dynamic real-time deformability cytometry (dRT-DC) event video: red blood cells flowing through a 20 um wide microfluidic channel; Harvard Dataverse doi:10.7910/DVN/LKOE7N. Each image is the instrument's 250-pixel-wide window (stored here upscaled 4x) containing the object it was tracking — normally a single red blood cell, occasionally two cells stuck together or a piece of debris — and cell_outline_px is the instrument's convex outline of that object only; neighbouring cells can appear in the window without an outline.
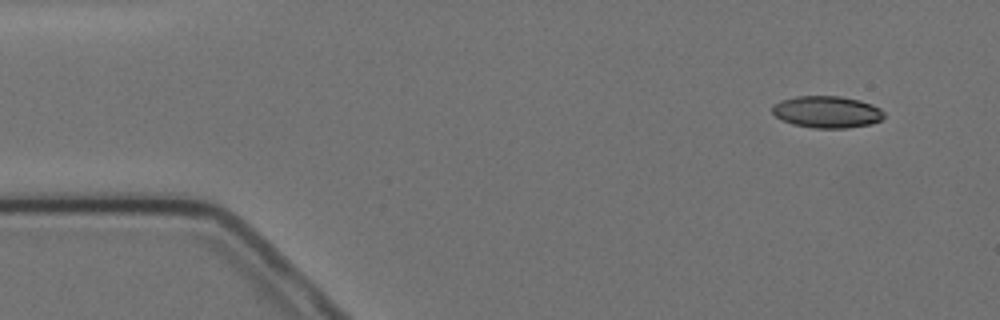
{"species": "Egyptian fruit bat (a non-hibernating species)", "species_latin": "Rousettus aegyptiacus", "temperature_condition": "cold", "stored_images_in_passage": 6, "camera_frame_rate_fps": 3000, "um_per_image_px": 0.085, "animal": {"sex": "female"}, "frame": {"image": 1, "passage_image": 1, "time_ms": 0.0, "image_size_px": [1000, 320], "cell_outline_px": [[884, 116], [880, 120], [872, 124], [848, 128], [812, 128], [792, 124], [776, 116], [772, 112], [772, 104], [780, 100], [796, 96], [840, 96], [860, 100], [872, 104], [880, 108], [884, 112]], "centroid_in_image_um": [70.29, 9.51], "position_along_channel_um": 14.7, "area_um2": 20.92}}
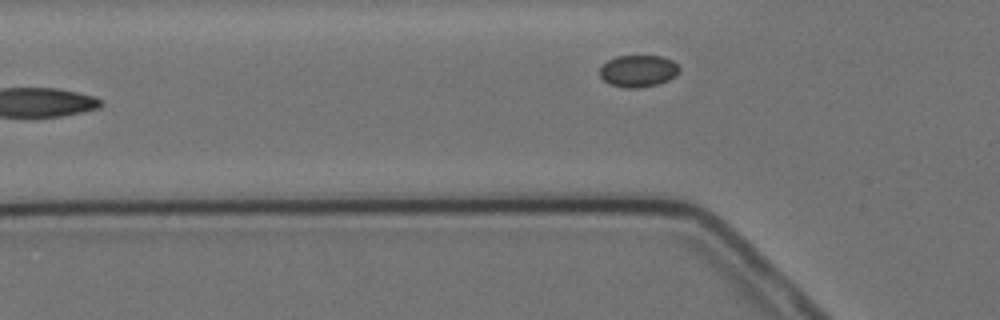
{"frame": {"image": 2, "passage_image": 6, "time_ms": 5.667, "image_size_px": [1000, 320], "cell_outline_px": [[680, 72], [676, 76], [668, 80], [656, 84], [640, 88], [624, 88], [608, 84], [600, 76], [600, 68], [608, 60], [616, 56], [664, 56], [672, 60], [680, 68]], "centroid_in_image_um": [54.26, 6.04], "position_along_channel_um": 71.5, "area_um2": 14.91}}